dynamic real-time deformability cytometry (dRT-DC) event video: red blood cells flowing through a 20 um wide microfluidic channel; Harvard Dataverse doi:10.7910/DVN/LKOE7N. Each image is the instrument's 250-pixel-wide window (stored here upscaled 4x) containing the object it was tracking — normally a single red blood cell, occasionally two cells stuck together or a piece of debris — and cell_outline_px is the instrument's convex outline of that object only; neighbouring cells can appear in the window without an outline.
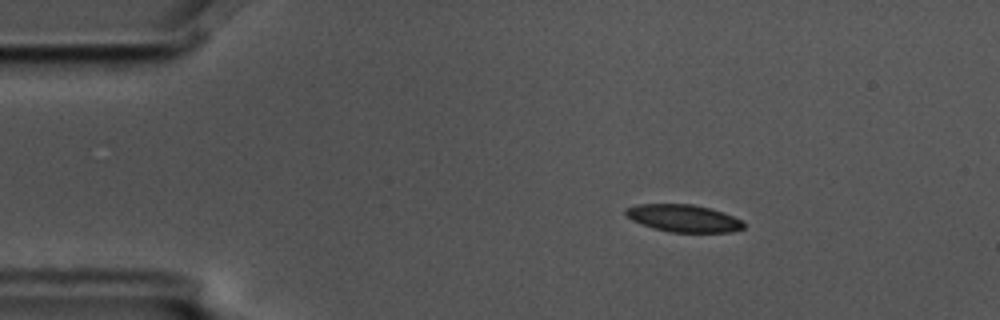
{"species": "common noctule bat (a hibernating species)", "species_latin": "Nyctalus noctula", "temperature_condition": "cold", "stored_images_in_passage": 5, "camera_frame_rate_fps": 3000, "um_per_image_px": 0.085, "animal": {"sex": "male", "body_mass_g": 17.5, "forearm_length_mm": 52.3}, "frame": {"image": 1, "passage_image": 3, "time_ms": 0.667, "image_size_px": [1000, 320], "cell_outline_px": [[744, 228], [732, 232], [672, 232], [652, 228], [632, 220], [624, 212], [624, 208], [636, 204], [692, 204], [712, 208], [724, 212], [744, 220]], "centroid_in_image_um": [58.13, 18.54], "position_along_channel_um": 26.9, "area_um2": 19.02}}